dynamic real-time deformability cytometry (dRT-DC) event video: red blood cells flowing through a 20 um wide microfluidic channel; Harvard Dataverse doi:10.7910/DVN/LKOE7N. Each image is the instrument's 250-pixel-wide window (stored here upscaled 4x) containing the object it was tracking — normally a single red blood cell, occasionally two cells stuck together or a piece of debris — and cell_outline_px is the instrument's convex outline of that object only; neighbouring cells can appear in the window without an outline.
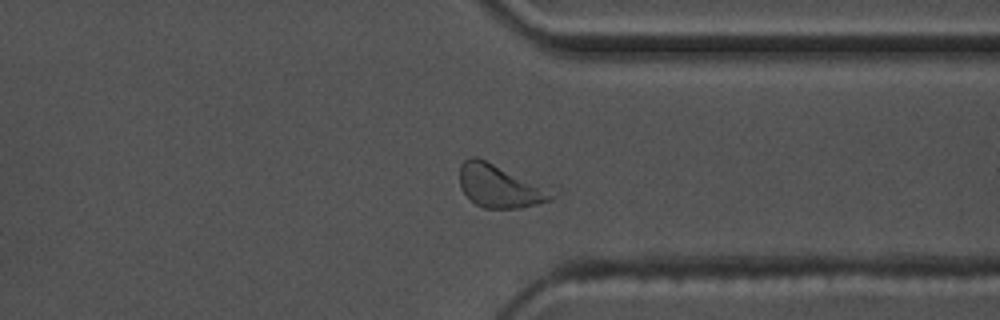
{"species": "common noctule bat (a hibernating species)", "species_latin": "Nyctalus noctula", "temperature_condition": "warm", "stored_images_in_passage": 46, "camera_frame_rate_fps": 3000, "um_per_image_px": 0.085, "animal": {"sex": "male", "body_mass_g": 17.5, "forearm_length_mm": 52.3}, "frame": {"image": 1, "passage_image": 33, "time_ms": 10.667, "image_size_px": [1000, 320], "cell_outline_px": [[556, 196], [552, 200], [520, 208], [484, 208], [476, 204], [460, 188], [460, 164], [468, 156], [476, 156], [556, 184]], "centroid_in_image_um": [42.69, 15.75], "position_along_channel_um": 368.7, "area_um2": 25.03}}
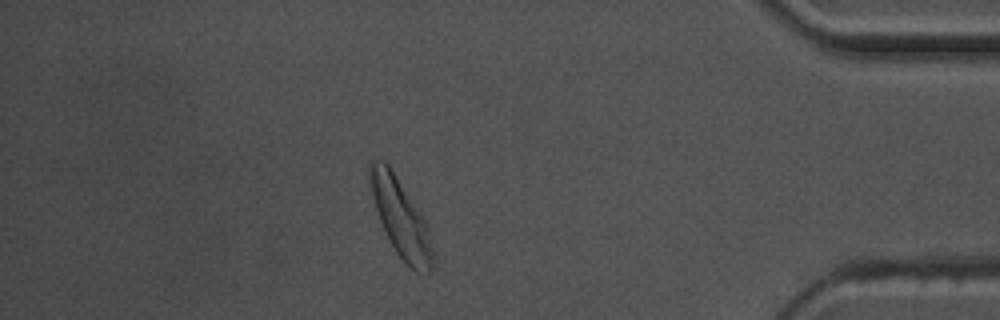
{"frame": {"image": 2, "passage_image": 39, "time_ms": 12.667, "image_size_px": [1000, 320], "cell_outline_px": [[432, 268], [428, 272], [416, 272], [396, 252], [380, 220], [376, 208], [368, 180], [368, 164], [372, 160], [384, 160], [388, 164], [428, 224], [432, 248]], "centroid_in_image_um": [34.04, 18.47], "position_along_channel_um": 401.2, "area_um2": 27.8}, "authors_computed_cell_mechanics": {"area_um2": 24.1315, "velocity_mm_per_s": 3.5866, "shape_relaxation_time_tau1_ms": 2.6179, "shape_relaxation_time_tau2_ms": 1.309, "deformation_change_tau1": 0.134, "deformation_change_tau2": 0.0817}}